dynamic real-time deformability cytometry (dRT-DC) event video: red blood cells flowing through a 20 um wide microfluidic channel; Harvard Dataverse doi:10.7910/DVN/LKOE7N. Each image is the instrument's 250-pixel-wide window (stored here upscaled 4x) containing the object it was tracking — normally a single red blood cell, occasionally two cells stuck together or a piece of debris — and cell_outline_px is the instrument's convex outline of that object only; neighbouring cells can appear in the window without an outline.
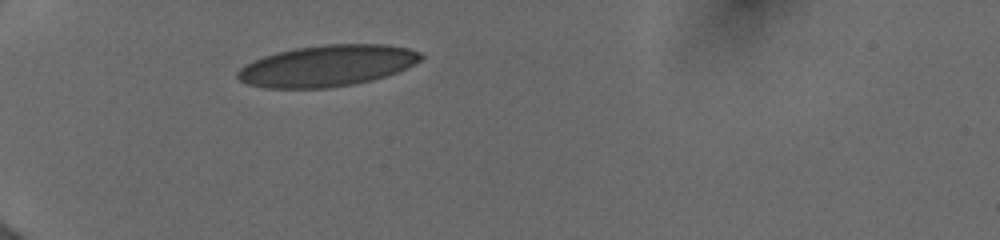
{"species": "human", "species_latin": "Homo sapiens", "temperature_condition": "cold", "stored_images_in_passage": 16, "camera_frame_rate_fps": 3000, "um_per_image_px": 0.085, "donor": {"sex": "female"}, "frame": {"image": 1, "passage_image": 1, "time_ms": 0.0, "image_size_px": [1000, 240], "cell_outline_px": [[424, 56], [420, 60], [396, 72], [372, 80], [352, 84], [328, 88], [264, 88], [248, 84], [240, 80], [236, 76], [236, 72], [244, 64], [264, 56], [276, 52], [296, 48], [324, 44], [388, 44], [408, 48], [420, 52]], "centroid_in_image_um": [27.77, 5.58], "position_along_channel_um": 57.2, "area_um2": 43.99}}
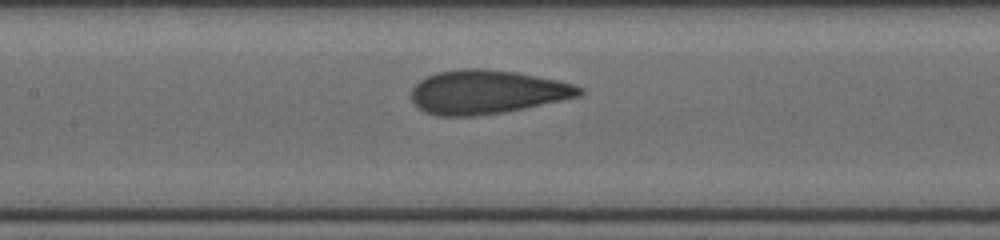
{"frame": {"image": 2, "passage_image": 10, "time_ms": 3.333, "image_size_px": [1000, 240], "cell_outline_px": [[584, 92], [580, 96], [524, 108], [504, 112], [472, 116], [440, 116], [424, 112], [412, 100], [412, 88], [424, 76], [436, 72], [460, 68], [484, 68], [516, 72], [556, 80], [572, 84], [584, 88]], "centroid_in_image_um": [41.36, 7.81], "position_along_channel_um": 166.0, "area_um2": 42.89}}
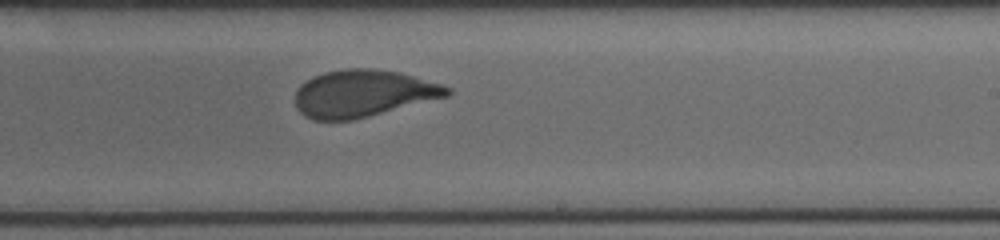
{"frame": {"image": 3, "passage_image": 16, "time_ms": 5.667, "image_size_px": [1000, 240], "cell_outline_px": [[452, 92], [448, 96], [352, 120], [312, 120], [304, 116], [296, 108], [296, 88], [300, 84], [312, 76], [324, 72], [344, 68], [376, 68], [400, 72], [440, 84], [452, 88]], "centroid_in_image_um": [30.82, 7.93], "position_along_channel_um": 258.2, "area_um2": 41.79}}